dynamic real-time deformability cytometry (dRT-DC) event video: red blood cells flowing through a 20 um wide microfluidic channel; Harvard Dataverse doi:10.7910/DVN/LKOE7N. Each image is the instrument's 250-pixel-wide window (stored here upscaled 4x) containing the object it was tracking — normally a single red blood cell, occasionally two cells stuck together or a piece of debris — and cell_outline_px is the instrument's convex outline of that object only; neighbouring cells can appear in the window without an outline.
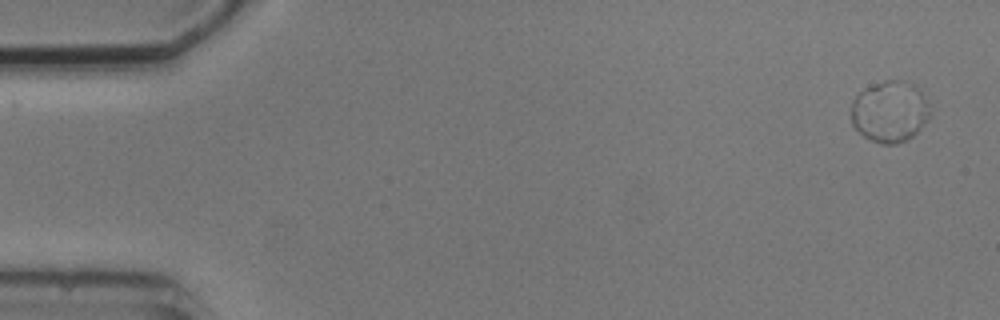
{"species": "common noctule bat (a hibernating species)", "species_latin": "Nyctalus noctula", "temperature_condition": "cold", "stored_images_in_passage": 2, "camera_frame_rate_fps": 3000, "um_per_image_px": 0.085, "animal": {"sex": "male", "body_mass_g": 20.5, "forearm_length_mm": 52.5}, "frame": {"image": 1, "passage_image": 2, "time_ms": 2.0, "image_size_px": [1000, 320], "cell_outline_px": [[928, 120], [912, 136], [896, 144], [880, 144], [864, 136], [852, 124], [852, 100], [864, 88], [884, 80], [896, 80], [916, 84], [924, 96], [928, 112]], "centroid_in_image_um": [75.61, 9.47], "position_along_channel_um": 9.4, "area_um2": 27.8}}